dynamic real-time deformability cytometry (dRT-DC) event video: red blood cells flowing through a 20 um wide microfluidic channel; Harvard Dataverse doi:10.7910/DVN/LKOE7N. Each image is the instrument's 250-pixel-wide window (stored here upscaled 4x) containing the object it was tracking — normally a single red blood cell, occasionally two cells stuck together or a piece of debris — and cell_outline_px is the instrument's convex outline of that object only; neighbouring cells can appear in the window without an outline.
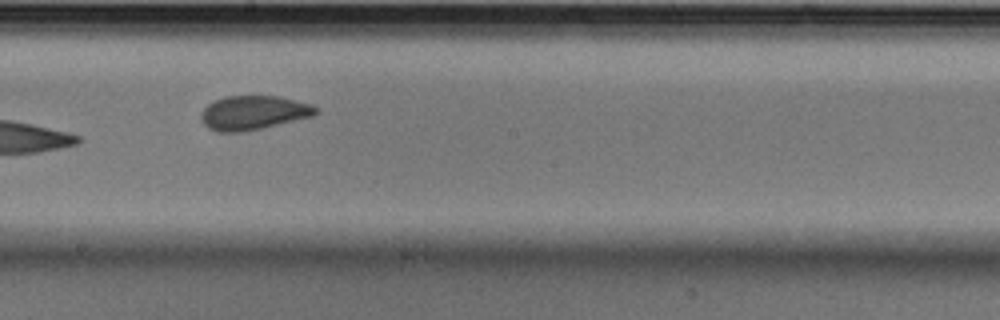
{"species": "Egyptian fruit bat (a non-hibernating species)", "species_latin": "Rousettus aegyptiacus", "temperature_condition": "cold", "stored_images_in_passage": 14, "camera_frame_rate_fps": 3000, "um_per_image_px": 0.085, "animal": {"sex": "male"}, "frame": {"image": 1, "passage_image": 8, "time_ms": 2.333, "image_size_px": [1000, 320], "cell_outline_px": [[320, 112], [312, 116], [244, 132], [216, 132], [208, 128], [204, 124], [200, 116], [204, 108], [208, 104], [224, 96], [280, 96], [312, 104], [320, 108]], "centroid_in_image_um": [21.56, 9.58], "position_along_channel_um": 226.6, "area_um2": 22.89}}
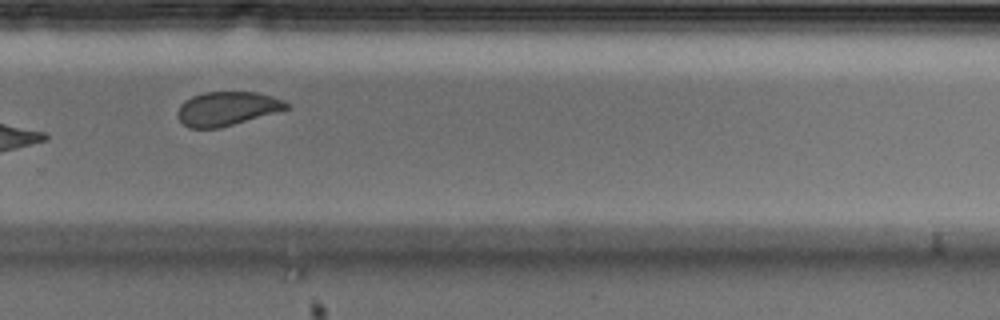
{"frame": {"image": 2, "passage_image": 10, "time_ms": 3.0, "image_size_px": [1000, 320], "cell_outline_px": [[288, 108], [220, 128], [188, 128], [176, 116], [180, 104], [184, 100], [192, 96], [204, 92], [256, 92], [272, 96], [284, 100], [288, 104]], "centroid_in_image_um": [19.24, 9.23], "position_along_channel_um": 310.6, "area_um2": 21.33}}